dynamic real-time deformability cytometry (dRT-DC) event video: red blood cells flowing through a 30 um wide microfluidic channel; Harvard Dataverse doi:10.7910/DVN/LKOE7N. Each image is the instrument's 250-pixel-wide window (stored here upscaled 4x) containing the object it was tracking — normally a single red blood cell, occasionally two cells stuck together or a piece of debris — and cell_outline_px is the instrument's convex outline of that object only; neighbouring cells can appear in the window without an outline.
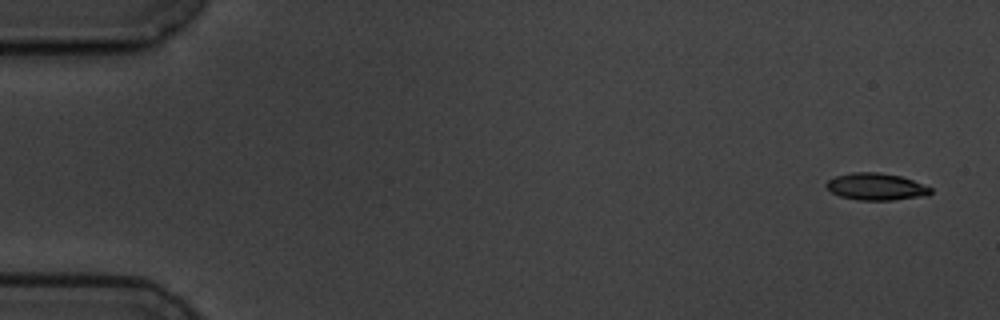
{"species": "common noctule bat (a hibernating species)", "species_latin": "Nyctalus noctula", "temperature_condition": "cold", "stored_images_in_passage": 4, "camera_frame_rate_fps": 3000, "um_per_image_px": 0.085, "animal": {"sex": "male", "body_mass_g": 19.5, "forearm_length_mm": 54.6}, "frame": {"image": 1, "passage_image": 1, "time_ms": 0.0, "image_size_px": [1000, 320], "cell_outline_px": [[932, 192], [928, 196], [892, 200], [856, 200], [840, 196], [832, 192], [824, 184], [828, 180], [836, 176], [852, 172], [876, 172], [900, 176], [912, 180], [932, 188]], "centroid_in_image_um": [74.48, 15.87], "position_along_channel_um": 10.5, "area_um2": 16.42}}
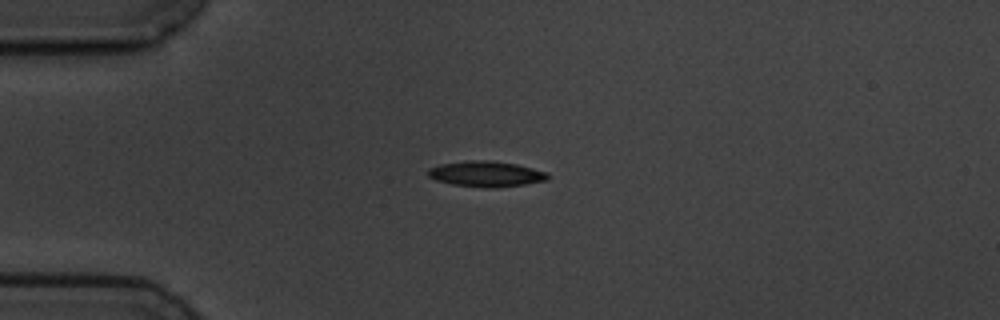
{"frame": {"image": 2, "passage_image": 4, "time_ms": 4.0, "image_size_px": [1000, 320], "cell_outline_px": [[552, 176], [548, 180], [524, 184], [496, 188], [484, 188], [452, 184], [436, 180], [428, 176], [428, 168], [440, 164], [468, 160], [488, 160], [516, 164], [548, 172]], "centroid_in_image_um": [41.34, 14.79], "position_along_channel_um": 43.7, "area_um2": 18.03}}